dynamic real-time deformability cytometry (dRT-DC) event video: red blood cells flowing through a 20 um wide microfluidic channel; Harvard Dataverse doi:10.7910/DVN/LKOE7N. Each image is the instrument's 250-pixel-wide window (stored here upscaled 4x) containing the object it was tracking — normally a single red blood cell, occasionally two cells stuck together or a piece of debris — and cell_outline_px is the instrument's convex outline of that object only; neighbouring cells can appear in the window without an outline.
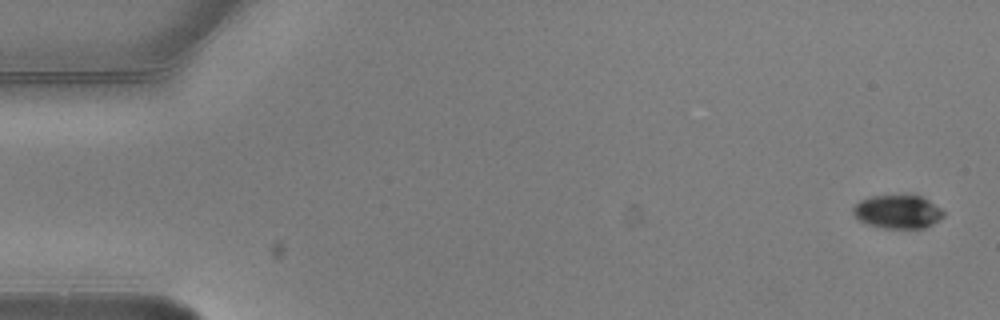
{"species": "common noctule bat (a hibernating species)", "species_latin": "Nyctalus noctula", "temperature_condition": "warm", "stored_images_in_passage": 5, "camera_frame_rate_fps": 3000, "um_per_image_px": 0.085, "animal": {"sex": "male", "body_mass_g": 20.5, "forearm_length_mm": 52.5}, "frame": {"image": 1, "passage_image": 1, "time_ms": 0.0, "image_size_px": [1000, 320], "cell_outline_px": [[944, 216], [940, 220], [924, 228], [884, 228], [868, 224], [860, 220], [852, 212], [852, 208], [860, 200], [872, 196], [908, 192], [920, 196], [928, 200], [940, 208], [944, 212]], "centroid_in_image_um": [76.32, 17.95], "position_along_channel_um": 8.7, "area_um2": 18.09}}
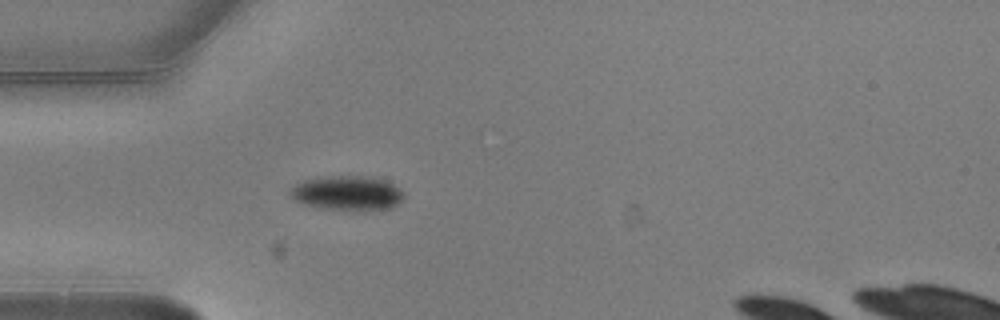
{"frame": {"image": 2, "passage_image": 5, "time_ms": 1.333, "image_size_px": [1000, 320], "cell_outline_px": [[404, 196], [392, 208], [360, 212], [320, 208], [304, 204], [296, 200], [288, 192], [296, 184], [304, 180], [328, 176], [360, 176], [384, 180], [400, 188], [404, 192]], "centroid_in_image_um": [29.54, 16.44], "position_along_channel_um": 55.5, "area_um2": 23.0}}